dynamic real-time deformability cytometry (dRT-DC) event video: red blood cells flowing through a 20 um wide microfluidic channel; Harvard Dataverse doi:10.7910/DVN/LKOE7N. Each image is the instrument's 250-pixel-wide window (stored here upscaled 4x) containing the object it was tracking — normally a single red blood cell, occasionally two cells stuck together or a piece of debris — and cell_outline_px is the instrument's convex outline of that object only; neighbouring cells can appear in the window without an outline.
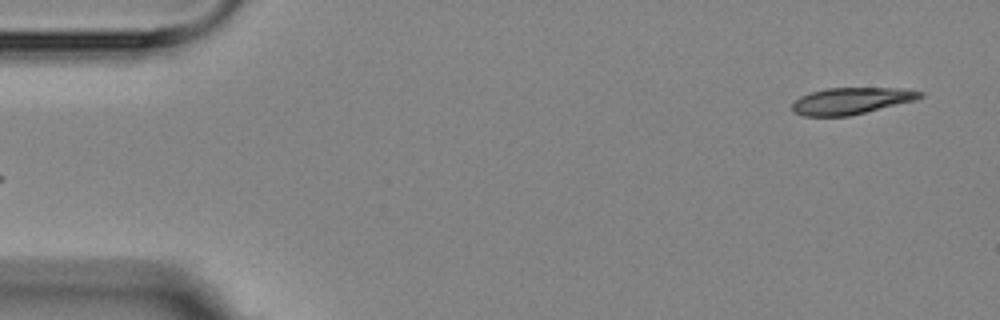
{"species": "Egyptian fruit bat (a non-hibernating species)", "species_latin": "Rousettus aegyptiacus", "temperature_condition": "room temperature", "stored_images_in_passage": 6, "segment_of_instrument_passage": [2, 2], "camera_frame_rate_fps": 3000, "um_per_image_px": 0.085, "animal": {"sex": "female"}, "frame": {"image": 1, "passage_image": 6, "time_ms": 5.667, "image_size_px": [1000, 320], "cell_outline_px": [[924, 96], [916, 100], [848, 116], [804, 116], [792, 112], [792, 104], [800, 96], [812, 92], [828, 88], [900, 88], [924, 92]], "centroid_in_image_um": [72.36, 8.57], "position_along_channel_um": 12.6, "area_um2": 19.77}}